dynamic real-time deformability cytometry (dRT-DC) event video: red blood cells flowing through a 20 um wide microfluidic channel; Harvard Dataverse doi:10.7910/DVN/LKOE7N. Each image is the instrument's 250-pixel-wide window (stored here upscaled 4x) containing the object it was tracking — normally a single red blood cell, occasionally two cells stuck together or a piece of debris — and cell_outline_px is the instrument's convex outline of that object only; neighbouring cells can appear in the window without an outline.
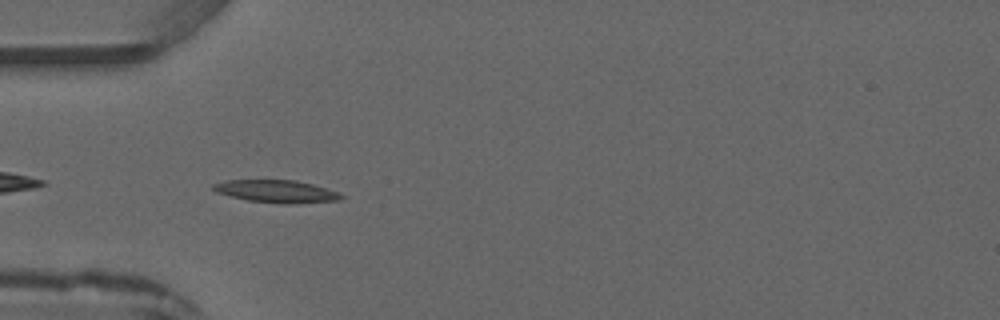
{"species": "common noctule bat (a hibernating species)", "species_latin": "Nyctalus noctula", "temperature_condition": "warm", "stored_images_in_passage": 8, "camera_frame_rate_fps": 3000, "um_per_image_px": 0.085, "animal": {"sex": "male", "forearm_length_mm": 52.5}, "frame": {"image": 1, "passage_image": 6, "time_ms": 6.0, "image_size_px": [1000, 320], "cell_outline_px": [[344, 196], [340, 200], [292, 204], [284, 204], [248, 200], [216, 192], [212, 188], [212, 184], [224, 180], [296, 180], [312, 184], [336, 192]], "centroid_in_image_um": [23.47, 16.26], "position_along_channel_um": 61.5, "area_um2": 16.65}}
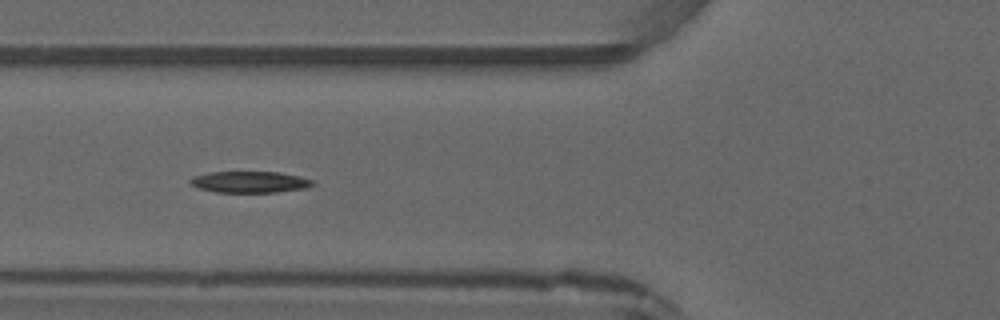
{"frame": {"image": 2, "passage_image": 7, "time_ms": 7.0, "image_size_px": [1000, 320], "cell_outline_px": [[316, 184], [304, 188], [276, 192], [216, 192], [200, 188], [188, 184], [188, 180], [192, 176], [208, 172], [280, 172], [316, 180]], "centroid_in_image_um": [21.21, 15.46], "position_along_channel_um": 104.6, "area_um2": 15.37}}
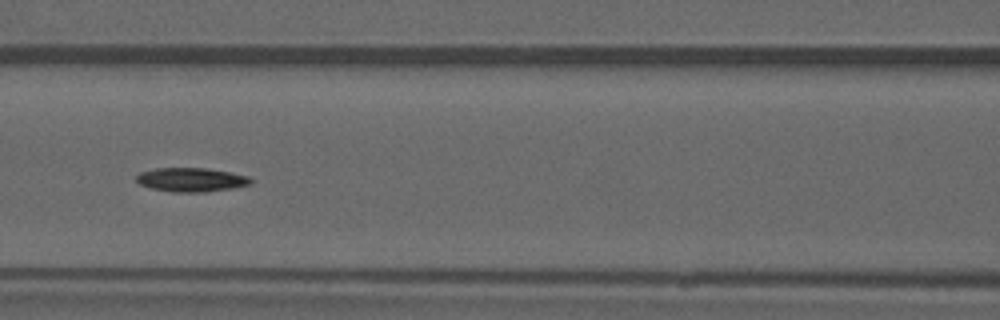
{"frame": {"image": 3, "passage_image": 8, "time_ms": 8.0, "image_size_px": [1000, 320], "cell_outline_px": [[252, 184], [232, 188], [204, 192], [172, 192], [152, 188], [140, 184], [136, 180], [136, 176], [140, 172], [156, 168], [208, 168], [248, 176], [252, 180]], "centroid_in_image_um": [16.25, 15.27], "position_along_channel_um": 150.3, "area_um2": 15.9}}